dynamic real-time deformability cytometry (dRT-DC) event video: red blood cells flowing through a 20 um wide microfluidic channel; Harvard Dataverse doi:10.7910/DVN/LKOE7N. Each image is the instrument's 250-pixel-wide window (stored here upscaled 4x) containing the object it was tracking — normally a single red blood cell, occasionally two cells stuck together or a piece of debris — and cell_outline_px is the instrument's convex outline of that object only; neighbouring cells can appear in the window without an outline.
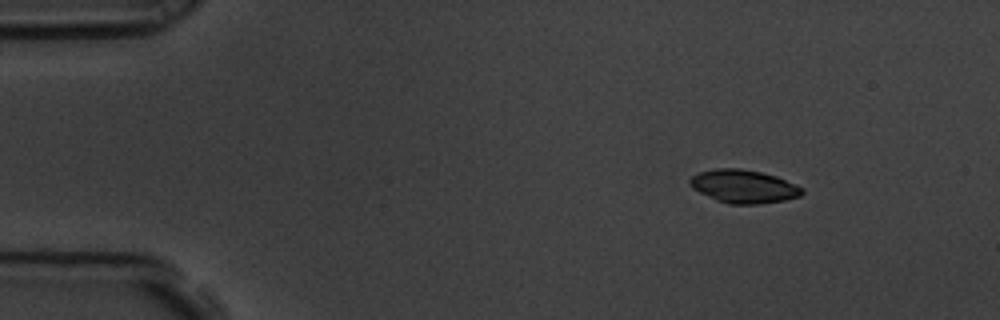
{"species": "common noctule bat (a hibernating species)", "species_latin": "Nyctalus noctula", "temperature_condition": "room temperature", "stored_images_in_passage": 5, "camera_frame_rate_fps": 3000, "um_per_image_px": 0.085, "animal": {"sex": "male", "body_mass_g": 19.5, "forearm_length_mm": 54.6}, "frame": {"image": 1, "passage_image": 2, "time_ms": 0.333, "image_size_px": [1000, 320], "cell_outline_px": [[804, 192], [800, 196], [784, 200], [760, 204], [728, 204], [716, 200], [692, 188], [688, 184], [688, 180], [692, 176], [700, 172], [716, 168], [740, 168], [760, 172], [776, 176], [804, 188]], "centroid_in_image_um": [63.2, 15.84], "position_along_channel_um": 21.8, "area_um2": 21.73}}
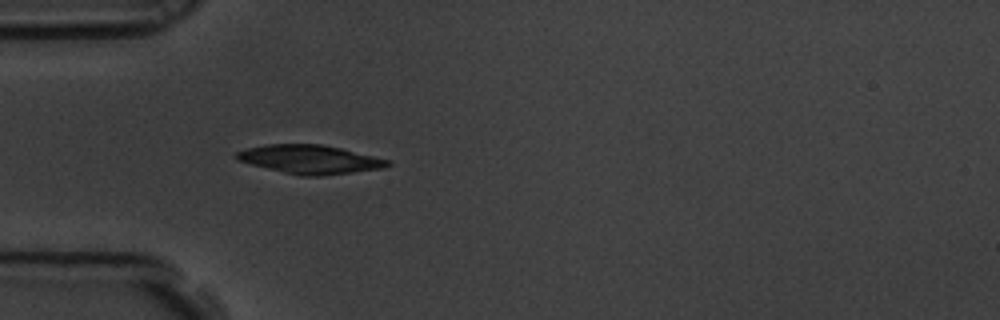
{"frame": {"image": 2, "passage_image": 5, "time_ms": 1.333, "image_size_px": [1000, 320], "cell_outline_px": [[392, 164], [384, 168], [320, 176], [300, 176], [236, 160], [232, 156], [236, 152], [248, 148], [264, 144], [320, 144], [340, 148], [392, 160]], "centroid_in_image_um": [26.35, 13.54], "position_along_channel_um": 58.7, "area_um2": 25.26}}